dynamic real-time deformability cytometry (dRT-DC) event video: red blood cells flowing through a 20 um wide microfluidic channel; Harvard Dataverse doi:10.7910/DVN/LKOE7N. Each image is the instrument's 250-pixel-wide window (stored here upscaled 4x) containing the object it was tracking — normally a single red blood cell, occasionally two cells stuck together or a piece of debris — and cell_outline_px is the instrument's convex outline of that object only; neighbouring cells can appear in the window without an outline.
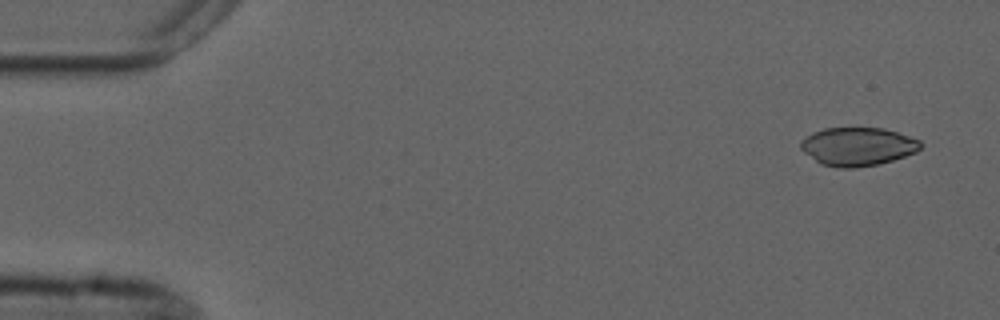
{"species": "common noctule bat (a hibernating species)", "species_latin": "Nyctalus noctula", "temperature_condition": "cold", "stored_images_in_passage": 5, "camera_frame_rate_fps": 3000, "um_per_image_px": 0.085, "animal": {"sex": "male", "forearm_length_mm": 52.5}, "frame": {"image": 1, "passage_image": 1, "time_ms": 0.0, "image_size_px": [1000, 320], "cell_outline_px": [[924, 144], [916, 152], [892, 160], [876, 164], [856, 168], [840, 168], [820, 164], [804, 152], [800, 148], [800, 140], [812, 132], [824, 128], [884, 128], [920, 140]], "centroid_in_image_um": [72.88, 12.45], "position_along_channel_um": 12.1, "area_um2": 26.82}}
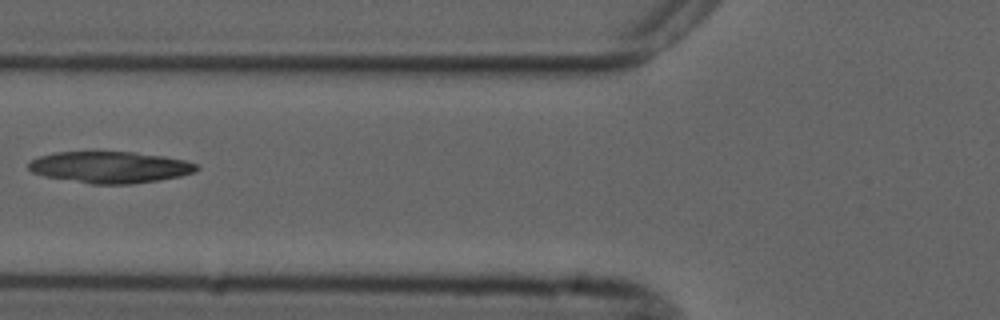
{"frame": {"image": 2, "passage_image": 5, "time_ms": 6.0, "image_size_px": [1000, 320], "cell_outline_px": [[200, 168], [196, 172], [180, 176], [160, 180], [132, 184], [92, 184], [44, 176], [32, 172], [28, 168], [28, 164], [32, 160], [40, 156], [56, 152], [132, 152], [164, 156], [184, 160], [196, 164]], "centroid_in_image_um": [9.38, 14.22], "position_along_channel_um": 116.4, "area_um2": 30.81}}